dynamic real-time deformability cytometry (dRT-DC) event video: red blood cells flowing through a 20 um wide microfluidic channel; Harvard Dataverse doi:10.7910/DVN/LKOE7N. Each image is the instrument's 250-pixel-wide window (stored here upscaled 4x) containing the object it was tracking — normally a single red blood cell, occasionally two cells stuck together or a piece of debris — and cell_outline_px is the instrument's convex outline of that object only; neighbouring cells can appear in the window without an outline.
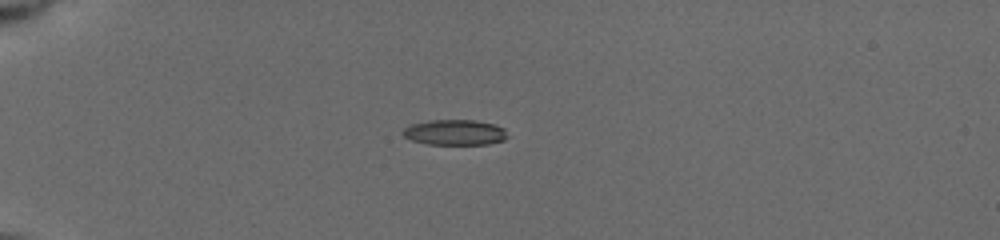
{"species": "common noctule bat (a hibernating species)", "species_latin": "Nyctalus noctula", "temperature_condition": "cold", "stored_images_in_passage": 10, "camera_frame_rate_fps": 3000, "um_per_image_px": 0.085, "animal": {"sex": "female", "body_mass_g": 19.5, "forearm_length_mm": 54.1}, "frame": {"image": 1, "passage_image": 1, "time_ms": 0.0, "image_size_px": [1000, 240], "cell_outline_px": [[508, 136], [504, 140], [488, 144], [428, 144], [412, 140], [404, 136], [400, 132], [404, 128], [412, 124], [428, 120], [476, 120], [496, 124], [504, 128]], "centroid_in_image_um": [38.67, 11.24], "position_along_channel_um": 46.3, "area_um2": 15.61}}
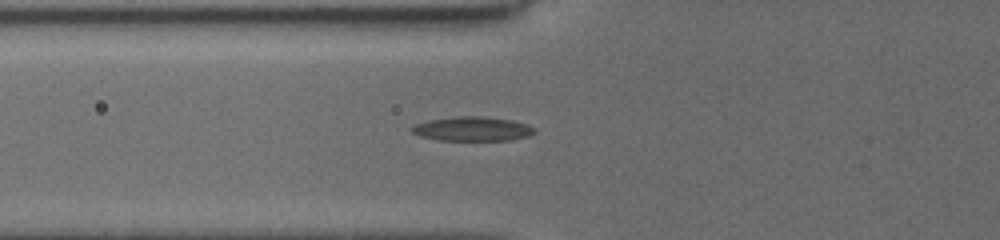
{"frame": {"image": 2, "passage_image": 8, "time_ms": 2.0, "image_size_px": [1000, 240], "cell_outline_px": [[536, 132], [528, 136], [512, 140], [440, 140], [420, 136], [412, 132], [408, 128], [416, 124], [432, 120], [456, 116], [480, 116], [512, 120], [528, 124], [536, 128]], "centroid_in_image_um": [40.2, 10.95], "position_along_channel_um": 85.6, "area_um2": 17.34}}